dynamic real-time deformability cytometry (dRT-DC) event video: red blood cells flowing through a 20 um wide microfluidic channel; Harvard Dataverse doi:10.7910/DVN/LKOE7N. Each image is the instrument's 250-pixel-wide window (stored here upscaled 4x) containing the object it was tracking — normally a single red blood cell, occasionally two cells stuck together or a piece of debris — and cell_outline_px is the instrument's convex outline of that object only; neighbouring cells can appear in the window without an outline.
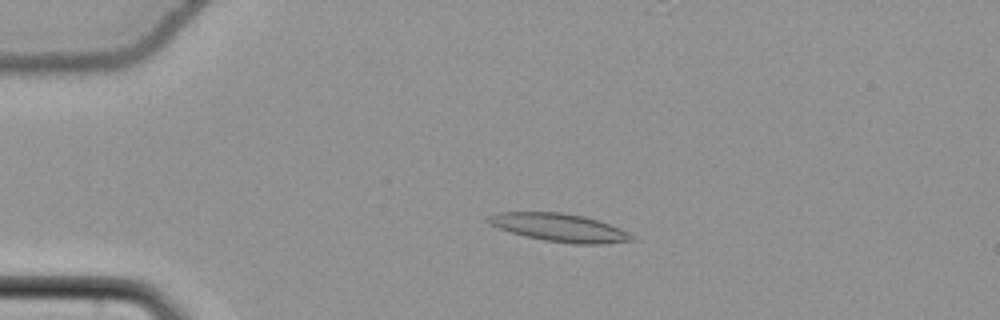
{"species": "common noctule bat (a hibernating species)", "species_latin": "Nyctalus noctula", "temperature_condition": "cold", "stored_images_in_passage": 57, "camera_frame_rate_fps": 3000, "um_per_image_px": 0.085, "animal": {"sex": "female", "body_mass_g": 22.7, "forearm_length_mm": 54.2}, "frame": {"image": 1, "passage_image": 14, "time_ms": 4.333, "image_size_px": [1000, 320], "cell_outline_px": [[636, 240], [600, 244], [572, 244], [544, 240], [524, 236], [488, 224], [484, 220], [488, 216], [500, 212], [560, 212], [584, 216], [620, 228], [628, 232]], "centroid_in_image_um": [47.53, 19.35], "position_along_channel_um": 37.5, "area_um2": 23.35}}
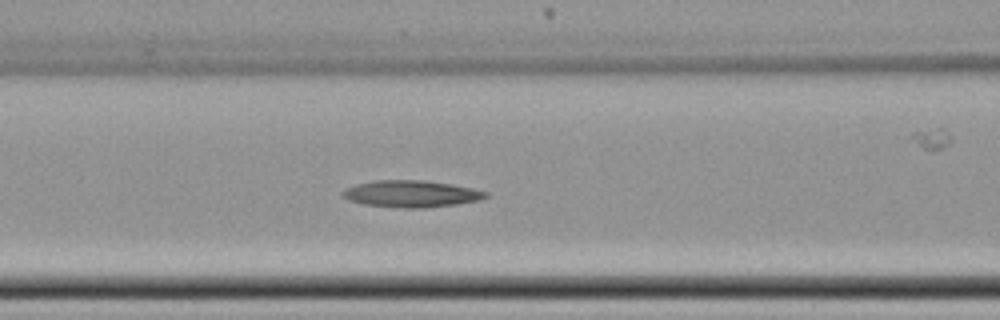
{"frame": {"image": 2, "passage_image": 25, "time_ms": 8.0, "image_size_px": [1000, 320], "cell_outline_px": [[488, 196], [480, 200], [456, 204], [424, 208], [404, 208], [364, 204], [348, 200], [340, 192], [344, 188], [356, 184], [376, 180], [420, 180], [452, 184], [472, 188], [488, 192]], "centroid_in_image_um": [34.94, 16.47], "position_along_channel_um": 131.7, "area_um2": 22.31}}
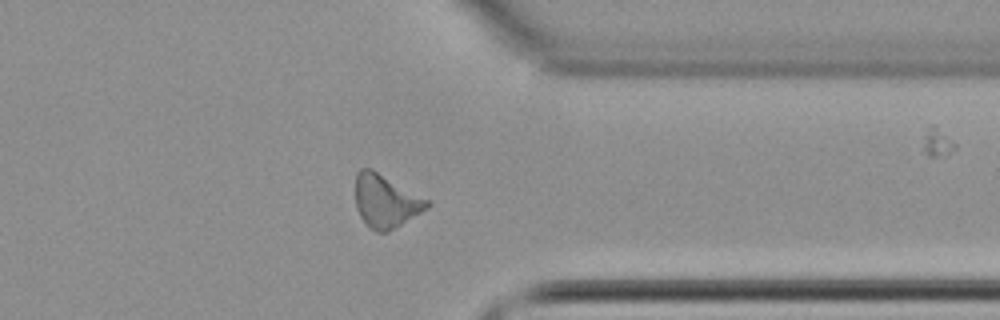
{"frame": {"image": 3, "passage_image": 45, "time_ms": 14.667, "image_size_px": [1000, 320], "cell_outline_px": [[432, 204], [428, 208], [396, 228], [388, 232], [376, 232], [368, 228], [360, 216], [356, 208], [356, 172], [360, 168], [372, 168], [432, 200]], "centroid_in_image_um": [32.82, 17.09], "position_along_channel_um": 378.6, "area_um2": 22.77}, "authors_computed_cell_mechanics": {"area_um2": 21.964, "velocity_mm_per_s": 3.7765, "shape_relaxation_time_tau1_ms": 6.4199, "shape_relaxation_time_tau2_ms": null, "deformation_change_tau1": 0.1467, "deformation_change_tau2": null}}